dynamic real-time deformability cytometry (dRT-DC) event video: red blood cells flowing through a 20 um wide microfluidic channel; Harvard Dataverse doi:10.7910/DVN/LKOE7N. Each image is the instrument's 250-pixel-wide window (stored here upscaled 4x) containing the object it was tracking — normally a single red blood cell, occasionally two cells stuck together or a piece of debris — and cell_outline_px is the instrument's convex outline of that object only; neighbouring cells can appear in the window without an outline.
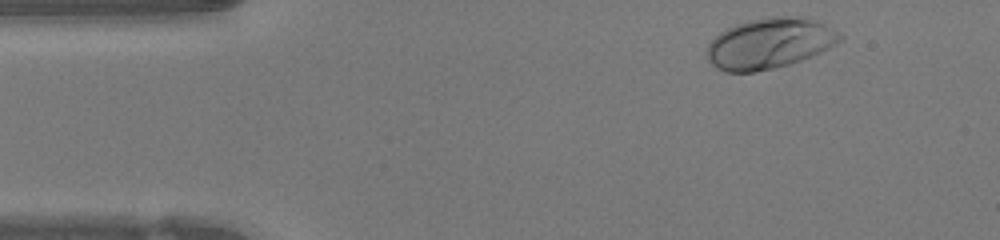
{"species": "human", "species_latin": "Homo sapiens", "temperature_condition": "warm", "stored_images_in_passage": 44, "camera_frame_rate_fps": 3000, "um_per_image_px": 0.085, "donor": {"sex": "female"}, "frame": {"image": 1, "passage_image": 2, "time_ms": 0.333, "image_size_px": [1000, 240], "cell_outline_px": [[844, 36], [840, 40], [828, 48], [812, 56], [788, 64], [772, 68], [752, 72], [724, 72], [716, 68], [708, 60], [704, 52], [708, 44], [720, 32], [736, 24], [748, 20], [772, 16], [808, 16], [824, 24]], "centroid_in_image_um": [65.38, 3.67], "position_along_channel_um": 19.6, "area_um2": 39.25}}
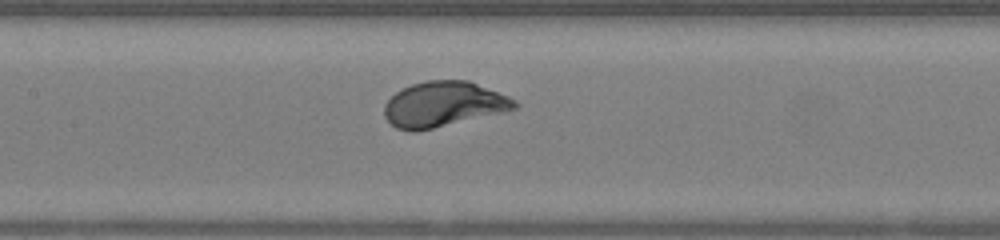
{"frame": {"image": 2, "passage_image": 18, "time_ms": 5.667, "image_size_px": [1000, 240], "cell_outline_px": [[520, 104], [516, 108], [504, 112], [416, 132], [408, 132], [396, 128], [384, 116], [384, 104], [396, 92], [412, 84], [428, 80], [468, 80], [508, 96], [516, 100]], "centroid_in_image_um": [37.7, 8.87], "position_along_channel_um": 169.7, "area_um2": 34.33}}
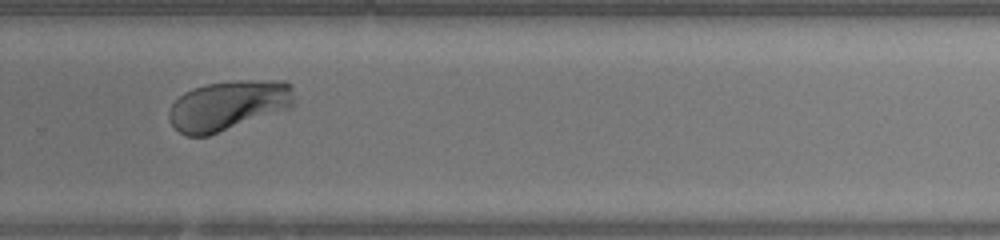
{"frame": {"image": 3, "passage_image": 28, "time_ms": 9.0, "image_size_px": [1000, 240], "cell_outline_px": [[296, 104], [292, 108], [208, 136], [188, 136], [180, 132], [168, 120], [168, 112], [172, 104], [184, 92], [192, 88], [204, 84], [236, 80], [284, 80], [288, 84]], "centroid_in_image_um": [19.41, 8.96], "position_along_channel_um": 310.4, "area_um2": 36.65}, "authors_computed_cell_mechanics": {"area_um2": 34.8823, "velocity_mm_per_s": 4.2309, "shape_relaxation_time_tau1_ms": 1.4261, "shape_relaxation_time_tau2_ms": null, "deformation_change_tau1": 0.1503, "deformation_change_tau2": null}}